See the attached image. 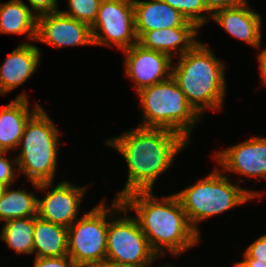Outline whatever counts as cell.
<instances>
[{"mask_svg": "<svg viewBox=\"0 0 266 267\" xmlns=\"http://www.w3.org/2000/svg\"><path fill=\"white\" fill-rule=\"evenodd\" d=\"M125 75L141 89L168 79L172 74L173 58L168 54L147 49L138 43L123 50Z\"/></svg>", "mask_w": 266, "mask_h": 267, "instance_id": "cell-11", "label": "cell"}, {"mask_svg": "<svg viewBox=\"0 0 266 267\" xmlns=\"http://www.w3.org/2000/svg\"><path fill=\"white\" fill-rule=\"evenodd\" d=\"M36 41L54 48L94 45L91 26L60 10L37 16Z\"/></svg>", "mask_w": 266, "mask_h": 267, "instance_id": "cell-12", "label": "cell"}, {"mask_svg": "<svg viewBox=\"0 0 266 267\" xmlns=\"http://www.w3.org/2000/svg\"><path fill=\"white\" fill-rule=\"evenodd\" d=\"M90 267H135V266L115 262L105 258L102 261L91 265Z\"/></svg>", "mask_w": 266, "mask_h": 267, "instance_id": "cell-32", "label": "cell"}, {"mask_svg": "<svg viewBox=\"0 0 266 267\" xmlns=\"http://www.w3.org/2000/svg\"><path fill=\"white\" fill-rule=\"evenodd\" d=\"M33 267H77L68 255L60 257H35Z\"/></svg>", "mask_w": 266, "mask_h": 267, "instance_id": "cell-26", "label": "cell"}, {"mask_svg": "<svg viewBox=\"0 0 266 267\" xmlns=\"http://www.w3.org/2000/svg\"><path fill=\"white\" fill-rule=\"evenodd\" d=\"M207 46L198 41L188 52L178 56L171 74L201 117L207 110L223 108L227 90L226 65Z\"/></svg>", "mask_w": 266, "mask_h": 267, "instance_id": "cell-3", "label": "cell"}, {"mask_svg": "<svg viewBox=\"0 0 266 267\" xmlns=\"http://www.w3.org/2000/svg\"><path fill=\"white\" fill-rule=\"evenodd\" d=\"M41 107L38 103L30 110L26 92L19 94L11 103L0 108V150H17L25 125Z\"/></svg>", "mask_w": 266, "mask_h": 267, "instance_id": "cell-17", "label": "cell"}, {"mask_svg": "<svg viewBox=\"0 0 266 267\" xmlns=\"http://www.w3.org/2000/svg\"><path fill=\"white\" fill-rule=\"evenodd\" d=\"M4 223L0 239L17 254H33L34 217L10 219Z\"/></svg>", "mask_w": 266, "mask_h": 267, "instance_id": "cell-22", "label": "cell"}, {"mask_svg": "<svg viewBox=\"0 0 266 267\" xmlns=\"http://www.w3.org/2000/svg\"><path fill=\"white\" fill-rule=\"evenodd\" d=\"M198 27H173L143 32L137 39L141 46L168 54L182 56L197 42Z\"/></svg>", "mask_w": 266, "mask_h": 267, "instance_id": "cell-18", "label": "cell"}, {"mask_svg": "<svg viewBox=\"0 0 266 267\" xmlns=\"http://www.w3.org/2000/svg\"><path fill=\"white\" fill-rule=\"evenodd\" d=\"M125 159L128 176L116 199L137 191H153L155 181L172 167L175 156L190 144L182 135L158 128L138 126L105 141Z\"/></svg>", "mask_w": 266, "mask_h": 267, "instance_id": "cell-1", "label": "cell"}, {"mask_svg": "<svg viewBox=\"0 0 266 267\" xmlns=\"http://www.w3.org/2000/svg\"><path fill=\"white\" fill-rule=\"evenodd\" d=\"M122 216L115 218L116 214ZM128 210L120 199L110 204V220L107 229L106 258L135 267H148L159 259L135 217H128ZM114 219V220H113Z\"/></svg>", "mask_w": 266, "mask_h": 267, "instance_id": "cell-7", "label": "cell"}, {"mask_svg": "<svg viewBox=\"0 0 266 267\" xmlns=\"http://www.w3.org/2000/svg\"><path fill=\"white\" fill-rule=\"evenodd\" d=\"M239 183L237 181L233 184L224 173L214 168L207 177L174 194L180 201L191 226L200 235L197 224L203 220L261 196L260 192L242 188Z\"/></svg>", "mask_w": 266, "mask_h": 267, "instance_id": "cell-4", "label": "cell"}, {"mask_svg": "<svg viewBox=\"0 0 266 267\" xmlns=\"http://www.w3.org/2000/svg\"><path fill=\"white\" fill-rule=\"evenodd\" d=\"M244 252L252 259L266 262V234L253 241Z\"/></svg>", "mask_w": 266, "mask_h": 267, "instance_id": "cell-27", "label": "cell"}, {"mask_svg": "<svg viewBox=\"0 0 266 267\" xmlns=\"http://www.w3.org/2000/svg\"><path fill=\"white\" fill-rule=\"evenodd\" d=\"M101 1L102 0H67L69 9L60 11L65 15L92 26L95 22Z\"/></svg>", "mask_w": 266, "mask_h": 267, "instance_id": "cell-24", "label": "cell"}, {"mask_svg": "<svg viewBox=\"0 0 266 267\" xmlns=\"http://www.w3.org/2000/svg\"><path fill=\"white\" fill-rule=\"evenodd\" d=\"M0 65V96L10 93L36 72L41 61V50L31 43H21Z\"/></svg>", "mask_w": 266, "mask_h": 267, "instance_id": "cell-15", "label": "cell"}, {"mask_svg": "<svg viewBox=\"0 0 266 267\" xmlns=\"http://www.w3.org/2000/svg\"><path fill=\"white\" fill-rule=\"evenodd\" d=\"M37 16L23 0L0 3V34L26 35L36 41Z\"/></svg>", "mask_w": 266, "mask_h": 267, "instance_id": "cell-19", "label": "cell"}, {"mask_svg": "<svg viewBox=\"0 0 266 267\" xmlns=\"http://www.w3.org/2000/svg\"><path fill=\"white\" fill-rule=\"evenodd\" d=\"M60 131L43 107L27 121L18 148L17 169L29 182H53L58 163Z\"/></svg>", "mask_w": 266, "mask_h": 267, "instance_id": "cell-6", "label": "cell"}, {"mask_svg": "<svg viewBox=\"0 0 266 267\" xmlns=\"http://www.w3.org/2000/svg\"><path fill=\"white\" fill-rule=\"evenodd\" d=\"M33 254L35 257H60L67 255V228L34 217Z\"/></svg>", "mask_w": 266, "mask_h": 267, "instance_id": "cell-20", "label": "cell"}, {"mask_svg": "<svg viewBox=\"0 0 266 267\" xmlns=\"http://www.w3.org/2000/svg\"><path fill=\"white\" fill-rule=\"evenodd\" d=\"M234 267H266V262L250 258L245 252L243 253V260L237 261Z\"/></svg>", "mask_w": 266, "mask_h": 267, "instance_id": "cell-30", "label": "cell"}, {"mask_svg": "<svg viewBox=\"0 0 266 267\" xmlns=\"http://www.w3.org/2000/svg\"><path fill=\"white\" fill-rule=\"evenodd\" d=\"M222 172L266 179V137H250L214 154Z\"/></svg>", "mask_w": 266, "mask_h": 267, "instance_id": "cell-13", "label": "cell"}, {"mask_svg": "<svg viewBox=\"0 0 266 267\" xmlns=\"http://www.w3.org/2000/svg\"><path fill=\"white\" fill-rule=\"evenodd\" d=\"M39 192H47L43 198H38L37 216L41 219L62 225L66 228L71 226L78 218L80 203L89 185L74 186L68 181H60L54 188L53 182H31ZM86 190V191H85Z\"/></svg>", "mask_w": 266, "mask_h": 267, "instance_id": "cell-10", "label": "cell"}, {"mask_svg": "<svg viewBox=\"0 0 266 267\" xmlns=\"http://www.w3.org/2000/svg\"><path fill=\"white\" fill-rule=\"evenodd\" d=\"M211 20L217 22L231 36L252 47L259 49L261 46L262 19L256 11L252 10L248 0L234 7L216 10Z\"/></svg>", "mask_w": 266, "mask_h": 267, "instance_id": "cell-14", "label": "cell"}, {"mask_svg": "<svg viewBox=\"0 0 266 267\" xmlns=\"http://www.w3.org/2000/svg\"><path fill=\"white\" fill-rule=\"evenodd\" d=\"M120 200L128 211L136 213L139 227L159 258L166 250L178 257L201 241L175 194L160 199L153 191H137Z\"/></svg>", "mask_w": 266, "mask_h": 267, "instance_id": "cell-2", "label": "cell"}, {"mask_svg": "<svg viewBox=\"0 0 266 267\" xmlns=\"http://www.w3.org/2000/svg\"><path fill=\"white\" fill-rule=\"evenodd\" d=\"M137 37L143 32L173 27H197L161 0H133Z\"/></svg>", "mask_w": 266, "mask_h": 267, "instance_id": "cell-16", "label": "cell"}, {"mask_svg": "<svg viewBox=\"0 0 266 267\" xmlns=\"http://www.w3.org/2000/svg\"><path fill=\"white\" fill-rule=\"evenodd\" d=\"M142 120L138 126L167 129L188 141L196 123L202 118L188 103L176 80L170 76L137 92Z\"/></svg>", "mask_w": 266, "mask_h": 267, "instance_id": "cell-5", "label": "cell"}, {"mask_svg": "<svg viewBox=\"0 0 266 267\" xmlns=\"http://www.w3.org/2000/svg\"><path fill=\"white\" fill-rule=\"evenodd\" d=\"M166 2L180 13L186 19L193 22L198 28H201L210 21L212 14L206 9L203 0H161ZM208 15H205V13ZM204 13V14H203ZM210 14V15H209Z\"/></svg>", "mask_w": 266, "mask_h": 267, "instance_id": "cell-23", "label": "cell"}, {"mask_svg": "<svg viewBox=\"0 0 266 267\" xmlns=\"http://www.w3.org/2000/svg\"><path fill=\"white\" fill-rule=\"evenodd\" d=\"M206 9L213 14L216 10L239 5L244 0H203Z\"/></svg>", "mask_w": 266, "mask_h": 267, "instance_id": "cell-29", "label": "cell"}, {"mask_svg": "<svg viewBox=\"0 0 266 267\" xmlns=\"http://www.w3.org/2000/svg\"><path fill=\"white\" fill-rule=\"evenodd\" d=\"M8 152H2L0 154V186H12L13 182H15L16 177H19L18 169H17V161L16 158L13 160H9L8 157H5ZM15 166V168H13ZM15 169V170H14ZM17 170V172H16Z\"/></svg>", "mask_w": 266, "mask_h": 267, "instance_id": "cell-25", "label": "cell"}, {"mask_svg": "<svg viewBox=\"0 0 266 267\" xmlns=\"http://www.w3.org/2000/svg\"><path fill=\"white\" fill-rule=\"evenodd\" d=\"M148 267H150V266H148ZM160 267H173L172 265L170 266V265H164V266H160Z\"/></svg>", "mask_w": 266, "mask_h": 267, "instance_id": "cell-33", "label": "cell"}, {"mask_svg": "<svg viewBox=\"0 0 266 267\" xmlns=\"http://www.w3.org/2000/svg\"><path fill=\"white\" fill-rule=\"evenodd\" d=\"M30 10L36 15L59 11L58 0H28Z\"/></svg>", "mask_w": 266, "mask_h": 267, "instance_id": "cell-28", "label": "cell"}, {"mask_svg": "<svg viewBox=\"0 0 266 267\" xmlns=\"http://www.w3.org/2000/svg\"><path fill=\"white\" fill-rule=\"evenodd\" d=\"M258 62H259V70H260V77L261 78V81L266 84V48L259 51L258 53Z\"/></svg>", "mask_w": 266, "mask_h": 267, "instance_id": "cell-31", "label": "cell"}, {"mask_svg": "<svg viewBox=\"0 0 266 267\" xmlns=\"http://www.w3.org/2000/svg\"><path fill=\"white\" fill-rule=\"evenodd\" d=\"M105 203L103 199L67 228V255L77 267H90L106 258L110 204Z\"/></svg>", "mask_w": 266, "mask_h": 267, "instance_id": "cell-8", "label": "cell"}, {"mask_svg": "<svg viewBox=\"0 0 266 267\" xmlns=\"http://www.w3.org/2000/svg\"><path fill=\"white\" fill-rule=\"evenodd\" d=\"M2 187L0 192V222L10 219L36 217L38 197L26 189H10Z\"/></svg>", "mask_w": 266, "mask_h": 267, "instance_id": "cell-21", "label": "cell"}, {"mask_svg": "<svg viewBox=\"0 0 266 267\" xmlns=\"http://www.w3.org/2000/svg\"><path fill=\"white\" fill-rule=\"evenodd\" d=\"M91 30L95 46L130 48L138 39L133 0H102Z\"/></svg>", "mask_w": 266, "mask_h": 267, "instance_id": "cell-9", "label": "cell"}]
</instances>
